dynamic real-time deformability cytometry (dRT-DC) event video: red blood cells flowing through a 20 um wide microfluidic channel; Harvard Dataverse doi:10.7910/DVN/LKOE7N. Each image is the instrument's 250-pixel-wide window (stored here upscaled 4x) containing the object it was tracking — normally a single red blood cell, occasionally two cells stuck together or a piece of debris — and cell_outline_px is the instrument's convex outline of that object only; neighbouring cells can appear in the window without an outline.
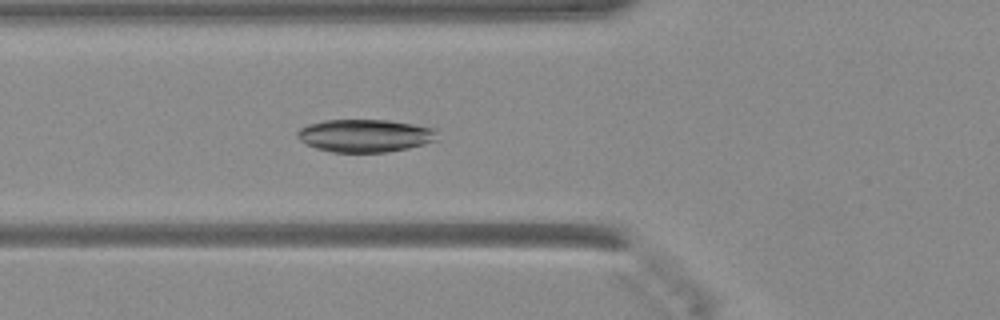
{"species": "Egyptian fruit bat (a non-hibernating species)", "species_latin": "Rousettus aegyptiacus", "temperature_condition": "warm", "stored_images_in_passage": 34, "camera_frame_rate_fps": 3000, "um_per_image_px": 0.085, "animal": {"sex": "female"}, "frame": {"image": 1, "passage_image": 8, "time_ms": 2.333, "image_size_px": [1000, 320], "cell_outline_px": [[440, 140], [408, 148], [384, 152], [332, 152], [316, 148], [304, 144], [296, 136], [296, 132], [300, 128], [308, 124], [324, 120], [388, 120], [436, 128]], "centroid_in_image_um": [31.04, 11.53], "position_along_channel_um": 94.8, "area_um2": 26.99}}
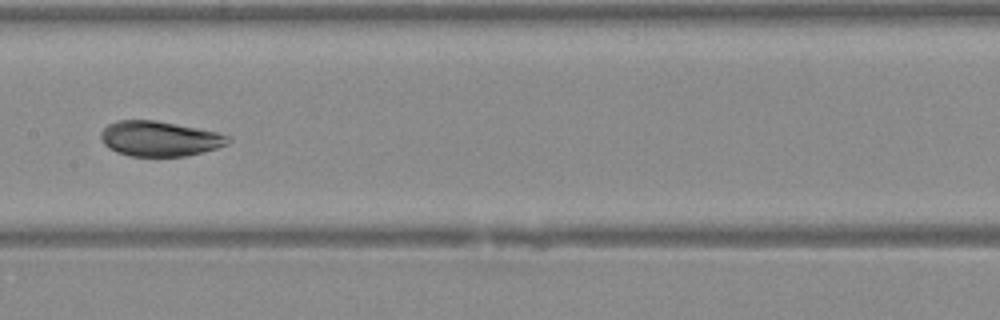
{"frame": {"image": 2, "passage_image": 15, "time_ms": 4.667, "image_size_px": [1000, 320], "cell_outline_px": [[232, 140], [228, 144], [216, 148], [184, 156], [128, 156], [116, 152], [108, 148], [104, 144], [100, 136], [100, 132], [108, 124], [116, 120], [156, 120], [216, 132], [232, 136]], "centroid_in_image_um": [13.54, 11.78], "position_along_channel_um": 193.9, "area_um2": 26.07}}
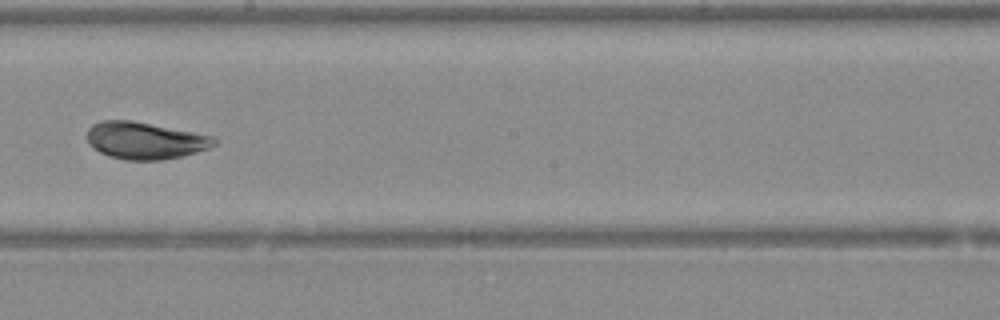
{"frame": {"image": 3, "passage_image": 18, "time_ms": 5.667, "image_size_px": [1000, 320], "cell_outline_px": [[216, 144], [208, 148], [196, 152], [164, 160], [128, 160], [108, 156], [92, 148], [88, 144], [88, 128], [92, 124], [100, 120], [132, 120], [212, 136], [216, 140]], "centroid_in_image_um": [12.28, 11.94], "position_along_channel_um": 235.9, "area_um2": 27.34}}